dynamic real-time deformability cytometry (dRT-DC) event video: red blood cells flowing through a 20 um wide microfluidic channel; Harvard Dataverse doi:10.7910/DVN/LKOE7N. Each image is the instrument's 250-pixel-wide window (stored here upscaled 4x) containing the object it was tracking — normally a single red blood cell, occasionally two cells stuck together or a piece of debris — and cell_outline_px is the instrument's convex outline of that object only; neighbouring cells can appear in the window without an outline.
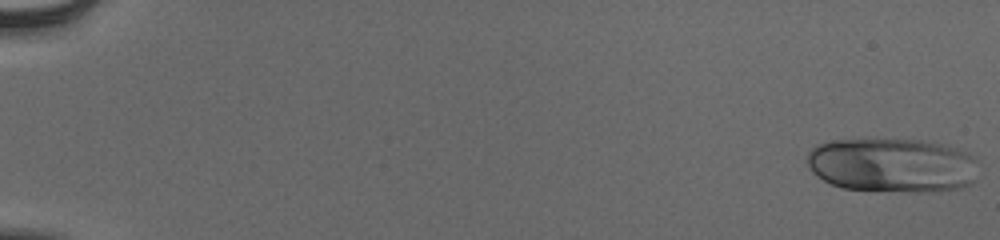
{"species": "human", "species_latin": "Homo sapiens", "temperature_condition": "cold", "stored_images_in_passage": 55, "camera_frame_rate_fps": 3000, "um_per_image_px": 0.085, "donor": {"sex": "male"}, "frame": {"image": 1, "passage_image": 1, "time_ms": 0.0, "image_size_px": [1000, 240], "cell_outline_px": [[976, 160], [972, 180], [968, 184], [960, 188], [924, 192], [912, 192], [844, 188], [832, 184], [824, 180], [812, 172], [808, 164], [808, 152], [816, 144], [832, 140], [924, 140], [944, 144], [968, 152]], "centroid_in_image_um": [75.81, 14.03], "position_along_channel_um": 9.2, "area_um2": 53.87}}
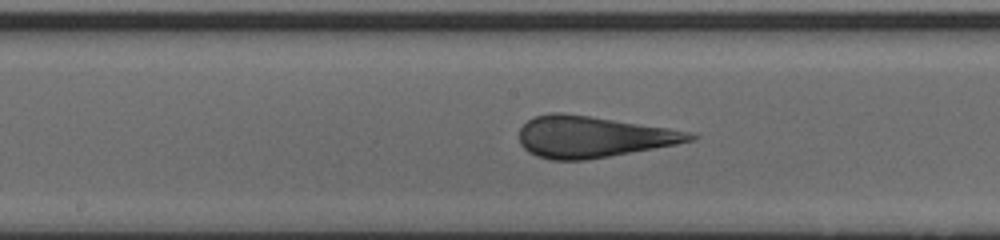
{"frame": {"image": 2, "passage_image": 31, "time_ms": 10.0, "image_size_px": [1000, 240], "cell_outline_px": [[700, 136], [696, 140], [676, 144], [608, 156], [584, 160], [552, 160], [536, 156], [528, 152], [520, 144], [520, 128], [528, 120], [536, 116], [548, 112], [560, 112], [588, 116], [696, 132]], "centroid_in_image_um": [50.41, 11.62], "position_along_channel_um": 197.8, "area_um2": 41.04}}
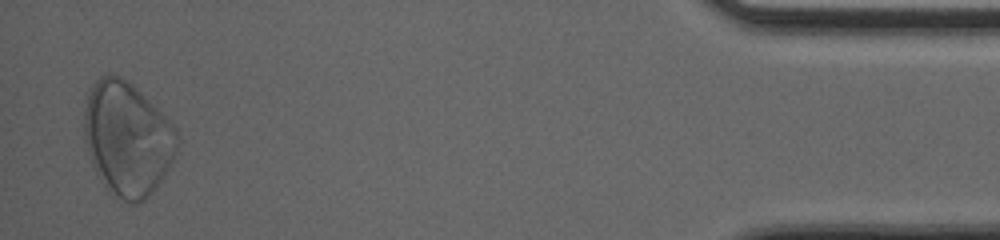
{"frame": {"image": 3, "passage_image": 54, "time_ms": 17.667, "image_size_px": [1000, 240], "cell_outline_px": [[180, 140], [176, 152], [164, 176], [152, 192], [144, 200], [136, 204], [132, 204], [112, 196], [108, 192], [92, 164], [84, 140], [84, 108], [92, 84], [100, 76], [108, 72], [112, 72], [120, 76], [132, 84], [176, 128], [180, 136]], "centroid_in_image_um": [10.81, 11.79], "position_along_channel_um": 424.4, "area_um2": 61.9}, "authors_computed_cell_mechanics": {"area_um2": 47.2226, "velocity_mm_per_s": 3.8534, "shape_relaxation_time_tau1_ms": 7.8199, "shape_relaxation_time_tau2_ms": null, "deformation_change_tau1": 0.1859, "deformation_change_tau2": null}}